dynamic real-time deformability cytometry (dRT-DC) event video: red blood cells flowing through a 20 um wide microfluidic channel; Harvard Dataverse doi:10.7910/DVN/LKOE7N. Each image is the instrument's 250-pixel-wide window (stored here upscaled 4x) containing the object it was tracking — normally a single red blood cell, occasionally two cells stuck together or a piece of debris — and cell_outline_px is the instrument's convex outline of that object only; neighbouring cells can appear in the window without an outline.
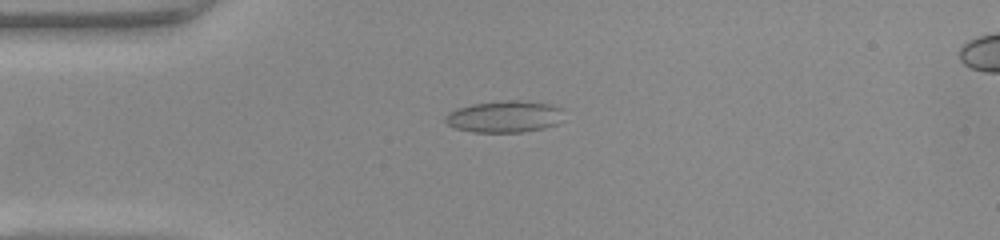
{"species": "common noctule bat (a hibernating species)", "species_latin": "Nyctalus noctula", "temperature_condition": "warm", "stored_images_in_passage": 43, "camera_frame_rate_fps": 3000, "um_per_image_px": 0.085, "animal": {"sex": "female", "body_mass_g": 22.0, "forearm_length_mm": 56.7}, "frame": {"image": 1, "passage_image": 6, "time_ms": 1.667, "image_size_px": [1000, 240], "cell_outline_px": [[564, 120], [556, 124], [544, 128], [520, 132], [472, 132], [456, 128], [448, 124], [444, 120], [444, 116], [448, 112], [456, 108], [472, 104], [500, 100], [520, 100], [552, 104], [564, 108]], "centroid_in_image_um": [42.93, 9.89], "position_along_channel_um": 42.1, "area_um2": 22.37}}
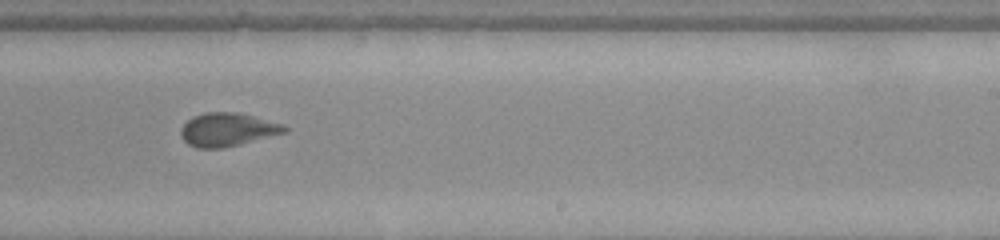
{"frame": {"image": 2, "passage_image": 24, "time_ms": 7.667, "image_size_px": [1000, 240], "cell_outline_px": [[288, 132], [240, 144], [220, 148], [196, 148], [188, 144], [180, 136], [180, 128], [192, 116], [208, 112], [236, 112], [284, 124], [288, 128]], "centroid_in_image_um": [19.33, 11.02], "position_along_channel_um": 269.7, "area_um2": 20.17}}
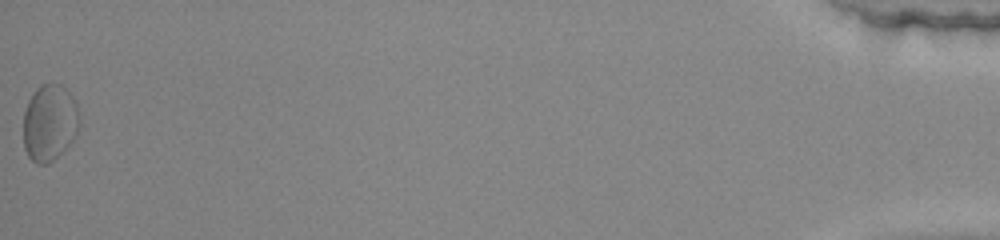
{"frame": {"image": 3, "passage_image": 43, "time_ms": 14.0, "image_size_px": [1000, 240], "cell_outline_px": [[80, 124], [76, 136], [52, 160], [44, 164], [36, 164], [28, 156], [24, 148], [24, 112], [28, 100], [36, 88], [40, 84], [60, 84], [68, 88], [76, 100], [80, 116]], "centroid_in_image_um": [4.23, 10.38], "position_along_channel_um": 431.0, "area_um2": 25.26}, "authors_computed_cell_mechanics": {"area_um2": 20.1144, "velocity_mm_per_s": 4.1609, "shape_relaxation_time_tau1_ms": 5.0272, "shape_relaxation_time_tau2_ms": 1.5544, "deformation_change_tau1": 0.1497, "deformation_change_tau2": 0.0667}}